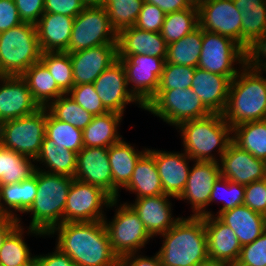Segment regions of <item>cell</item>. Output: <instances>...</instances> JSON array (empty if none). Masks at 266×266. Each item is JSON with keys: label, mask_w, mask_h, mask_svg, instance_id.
Masks as SVG:
<instances>
[{"label": "cell", "mask_w": 266, "mask_h": 266, "mask_svg": "<svg viewBox=\"0 0 266 266\" xmlns=\"http://www.w3.org/2000/svg\"><path fill=\"white\" fill-rule=\"evenodd\" d=\"M190 168L187 183L184 191L176 200H187L192 209L194 217H205L212 215V211H208L210 194L213 185L220 178L219 162L212 161H193ZM207 208V209H206Z\"/></svg>", "instance_id": "cell-14"}, {"label": "cell", "mask_w": 266, "mask_h": 266, "mask_svg": "<svg viewBox=\"0 0 266 266\" xmlns=\"http://www.w3.org/2000/svg\"><path fill=\"white\" fill-rule=\"evenodd\" d=\"M23 23L14 0H0V33Z\"/></svg>", "instance_id": "cell-53"}, {"label": "cell", "mask_w": 266, "mask_h": 266, "mask_svg": "<svg viewBox=\"0 0 266 266\" xmlns=\"http://www.w3.org/2000/svg\"><path fill=\"white\" fill-rule=\"evenodd\" d=\"M24 266H37L36 259L34 258L29 264H26Z\"/></svg>", "instance_id": "cell-62"}, {"label": "cell", "mask_w": 266, "mask_h": 266, "mask_svg": "<svg viewBox=\"0 0 266 266\" xmlns=\"http://www.w3.org/2000/svg\"><path fill=\"white\" fill-rule=\"evenodd\" d=\"M9 217L2 209L1 204H0V218H6Z\"/></svg>", "instance_id": "cell-61"}, {"label": "cell", "mask_w": 266, "mask_h": 266, "mask_svg": "<svg viewBox=\"0 0 266 266\" xmlns=\"http://www.w3.org/2000/svg\"><path fill=\"white\" fill-rule=\"evenodd\" d=\"M199 27L198 8H190L167 13L160 34L167 44L185 37Z\"/></svg>", "instance_id": "cell-39"}, {"label": "cell", "mask_w": 266, "mask_h": 266, "mask_svg": "<svg viewBox=\"0 0 266 266\" xmlns=\"http://www.w3.org/2000/svg\"><path fill=\"white\" fill-rule=\"evenodd\" d=\"M36 194L35 170L28 179L9 185H0V204L9 217L19 219L20 214L17 213H25L32 205Z\"/></svg>", "instance_id": "cell-31"}, {"label": "cell", "mask_w": 266, "mask_h": 266, "mask_svg": "<svg viewBox=\"0 0 266 266\" xmlns=\"http://www.w3.org/2000/svg\"><path fill=\"white\" fill-rule=\"evenodd\" d=\"M22 218H19V225L6 237L0 248V266H24L29 264L35 255L30 252V246L24 240V233L32 236L46 237L42 232L27 227L23 228ZM25 230V231H24Z\"/></svg>", "instance_id": "cell-33"}, {"label": "cell", "mask_w": 266, "mask_h": 266, "mask_svg": "<svg viewBox=\"0 0 266 266\" xmlns=\"http://www.w3.org/2000/svg\"><path fill=\"white\" fill-rule=\"evenodd\" d=\"M93 85L108 112L124 115L126 105L131 103L144 110L128 88L126 71L119 59L104 70Z\"/></svg>", "instance_id": "cell-16"}, {"label": "cell", "mask_w": 266, "mask_h": 266, "mask_svg": "<svg viewBox=\"0 0 266 266\" xmlns=\"http://www.w3.org/2000/svg\"><path fill=\"white\" fill-rule=\"evenodd\" d=\"M197 8L199 27L228 37L242 47V17L233 0H204Z\"/></svg>", "instance_id": "cell-15"}, {"label": "cell", "mask_w": 266, "mask_h": 266, "mask_svg": "<svg viewBox=\"0 0 266 266\" xmlns=\"http://www.w3.org/2000/svg\"><path fill=\"white\" fill-rule=\"evenodd\" d=\"M112 199L109 209L115 208L112 221L104 218L103 222L109 235V241L113 252L121 258L127 254L140 253L146 244L153 239L145 229L138 214L127 202ZM119 204V205H118Z\"/></svg>", "instance_id": "cell-7"}, {"label": "cell", "mask_w": 266, "mask_h": 266, "mask_svg": "<svg viewBox=\"0 0 266 266\" xmlns=\"http://www.w3.org/2000/svg\"><path fill=\"white\" fill-rule=\"evenodd\" d=\"M126 71L134 97L145 106L157 93L166 58L150 55H117Z\"/></svg>", "instance_id": "cell-12"}, {"label": "cell", "mask_w": 266, "mask_h": 266, "mask_svg": "<svg viewBox=\"0 0 266 266\" xmlns=\"http://www.w3.org/2000/svg\"><path fill=\"white\" fill-rule=\"evenodd\" d=\"M203 29L198 27L178 41L168 44L166 62L196 68L202 48Z\"/></svg>", "instance_id": "cell-38"}, {"label": "cell", "mask_w": 266, "mask_h": 266, "mask_svg": "<svg viewBox=\"0 0 266 266\" xmlns=\"http://www.w3.org/2000/svg\"><path fill=\"white\" fill-rule=\"evenodd\" d=\"M112 199L101 187L74 178L66 199L64 223L102 221Z\"/></svg>", "instance_id": "cell-13"}, {"label": "cell", "mask_w": 266, "mask_h": 266, "mask_svg": "<svg viewBox=\"0 0 266 266\" xmlns=\"http://www.w3.org/2000/svg\"><path fill=\"white\" fill-rule=\"evenodd\" d=\"M123 116L115 112L94 116L90 124L82 130L84 147L109 148L121 141L123 137L118 128Z\"/></svg>", "instance_id": "cell-30"}, {"label": "cell", "mask_w": 266, "mask_h": 266, "mask_svg": "<svg viewBox=\"0 0 266 266\" xmlns=\"http://www.w3.org/2000/svg\"><path fill=\"white\" fill-rule=\"evenodd\" d=\"M41 56L34 24L21 23L0 33V77L21 76Z\"/></svg>", "instance_id": "cell-6"}, {"label": "cell", "mask_w": 266, "mask_h": 266, "mask_svg": "<svg viewBox=\"0 0 266 266\" xmlns=\"http://www.w3.org/2000/svg\"><path fill=\"white\" fill-rule=\"evenodd\" d=\"M160 237L163 243L156 253L162 266H198L208 259L204 217H181Z\"/></svg>", "instance_id": "cell-2"}, {"label": "cell", "mask_w": 266, "mask_h": 266, "mask_svg": "<svg viewBox=\"0 0 266 266\" xmlns=\"http://www.w3.org/2000/svg\"><path fill=\"white\" fill-rule=\"evenodd\" d=\"M21 78L26 82L34 100L41 108H46L51 102L65 94L41 61L29 67Z\"/></svg>", "instance_id": "cell-32"}, {"label": "cell", "mask_w": 266, "mask_h": 266, "mask_svg": "<svg viewBox=\"0 0 266 266\" xmlns=\"http://www.w3.org/2000/svg\"><path fill=\"white\" fill-rule=\"evenodd\" d=\"M232 140L241 149L266 162V119L233 127Z\"/></svg>", "instance_id": "cell-36"}, {"label": "cell", "mask_w": 266, "mask_h": 266, "mask_svg": "<svg viewBox=\"0 0 266 266\" xmlns=\"http://www.w3.org/2000/svg\"><path fill=\"white\" fill-rule=\"evenodd\" d=\"M105 44H117V32L110 24L105 7H85L74 18L67 53Z\"/></svg>", "instance_id": "cell-11"}, {"label": "cell", "mask_w": 266, "mask_h": 266, "mask_svg": "<svg viewBox=\"0 0 266 266\" xmlns=\"http://www.w3.org/2000/svg\"><path fill=\"white\" fill-rule=\"evenodd\" d=\"M195 68L165 62L158 90L191 88Z\"/></svg>", "instance_id": "cell-45"}, {"label": "cell", "mask_w": 266, "mask_h": 266, "mask_svg": "<svg viewBox=\"0 0 266 266\" xmlns=\"http://www.w3.org/2000/svg\"><path fill=\"white\" fill-rule=\"evenodd\" d=\"M234 266H266V230L255 241L242 246Z\"/></svg>", "instance_id": "cell-47"}, {"label": "cell", "mask_w": 266, "mask_h": 266, "mask_svg": "<svg viewBox=\"0 0 266 266\" xmlns=\"http://www.w3.org/2000/svg\"><path fill=\"white\" fill-rule=\"evenodd\" d=\"M155 160L164 194L177 199L184 191L193 161L184 151L147 150Z\"/></svg>", "instance_id": "cell-20"}, {"label": "cell", "mask_w": 266, "mask_h": 266, "mask_svg": "<svg viewBox=\"0 0 266 266\" xmlns=\"http://www.w3.org/2000/svg\"><path fill=\"white\" fill-rule=\"evenodd\" d=\"M145 2L156 5L164 13H171L190 8L192 5L188 0H144Z\"/></svg>", "instance_id": "cell-56"}, {"label": "cell", "mask_w": 266, "mask_h": 266, "mask_svg": "<svg viewBox=\"0 0 266 266\" xmlns=\"http://www.w3.org/2000/svg\"><path fill=\"white\" fill-rule=\"evenodd\" d=\"M245 65L251 69L266 71V33L246 48Z\"/></svg>", "instance_id": "cell-50"}, {"label": "cell", "mask_w": 266, "mask_h": 266, "mask_svg": "<svg viewBox=\"0 0 266 266\" xmlns=\"http://www.w3.org/2000/svg\"><path fill=\"white\" fill-rule=\"evenodd\" d=\"M168 44L160 32H149L135 26L117 33V55H150L166 58Z\"/></svg>", "instance_id": "cell-25"}, {"label": "cell", "mask_w": 266, "mask_h": 266, "mask_svg": "<svg viewBox=\"0 0 266 266\" xmlns=\"http://www.w3.org/2000/svg\"><path fill=\"white\" fill-rule=\"evenodd\" d=\"M242 17V48L266 33V0H233Z\"/></svg>", "instance_id": "cell-34"}, {"label": "cell", "mask_w": 266, "mask_h": 266, "mask_svg": "<svg viewBox=\"0 0 266 266\" xmlns=\"http://www.w3.org/2000/svg\"><path fill=\"white\" fill-rule=\"evenodd\" d=\"M188 1L191 5L198 7L204 0H188Z\"/></svg>", "instance_id": "cell-60"}, {"label": "cell", "mask_w": 266, "mask_h": 266, "mask_svg": "<svg viewBox=\"0 0 266 266\" xmlns=\"http://www.w3.org/2000/svg\"><path fill=\"white\" fill-rule=\"evenodd\" d=\"M218 195L221 196L218 200L223 204L219 208L218 212L212 214V216H218L221 212L233 209L239 205H243L245 185L232 182L220 176V178H218L213 185V189L210 194L209 206L211 205L210 203L213 204V202H218L216 201Z\"/></svg>", "instance_id": "cell-44"}, {"label": "cell", "mask_w": 266, "mask_h": 266, "mask_svg": "<svg viewBox=\"0 0 266 266\" xmlns=\"http://www.w3.org/2000/svg\"><path fill=\"white\" fill-rule=\"evenodd\" d=\"M126 191L135 193L136 198L164 194L154 157L146 151L137 161Z\"/></svg>", "instance_id": "cell-29"}, {"label": "cell", "mask_w": 266, "mask_h": 266, "mask_svg": "<svg viewBox=\"0 0 266 266\" xmlns=\"http://www.w3.org/2000/svg\"><path fill=\"white\" fill-rule=\"evenodd\" d=\"M86 6L82 0H44V11L76 17Z\"/></svg>", "instance_id": "cell-52"}, {"label": "cell", "mask_w": 266, "mask_h": 266, "mask_svg": "<svg viewBox=\"0 0 266 266\" xmlns=\"http://www.w3.org/2000/svg\"><path fill=\"white\" fill-rule=\"evenodd\" d=\"M35 160L7 149L0 144V185L21 182L36 170Z\"/></svg>", "instance_id": "cell-37"}, {"label": "cell", "mask_w": 266, "mask_h": 266, "mask_svg": "<svg viewBox=\"0 0 266 266\" xmlns=\"http://www.w3.org/2000/svg\"><path fill=\"white\" fill-rule=\"evenodd\" d=\"M143 3L144 0H105L104 7L112 28L118 33L124 28L135 26Z\"/></svg>", "instance_id": "cell-42"}, {"label": "cell", "mask_w": 266, "mask_h": 266, "mask_svg": "<svg viewBox=\"0 0 266 266\" xmlns=\"http://www.w3.org/2000/svg\"><path fill=\"white\" fill-rule=\"evenodd\" d=\"M171 198L174 197L162 194L138 198L133 203L128 202L152 238L164 234L181 219L172 214V202L169 201Z\"/></svg>", "instance_id": "cell-22"}, {"label": "cell", "mask_w": 266, "mask_h": 266, "mask_svg": "<svg viewBox=\"0 0 266 266\" xmlns=\"http://www.w3.org/2000/svg\"><path fill=\"white\" fill-rule=\"evenodd\" d=\"M73 177L36 169L37 194L25 212L31 214L29 227L45 236L64 223V209Z\"/></svg>", "instance_id": "cell-5"}, {"label": "cell", "mask_w": 266, "mask_h": 266, "mask_svg": "<svg viewBox=\"0 0 266 266\" xmlns=\"http://www.w3.org/2000/svg\"><path fill=\"white\" fill-rule=\"evenodd\" d=\"M144 111L151 112L175 128L185 121L203 118L211 114L191 88L158 90L156 95L144 106Z\"/></svg>", "instance_id": "cell-8"}, {"label": "cell", "mask_w": 266, "mask_h": 266, "mask_svg": "<svg viewBox=\"0 0 266 266\" xmlns=\"http://www.w3.org/2000/svg\"><path fill=\"white\" fill-rule=\"evenodd\" d=\"M207 233L208 259L226 261L235 264L242 245L235 232L217 216L204 217Z\"/></svg>", "instance_id": "cell-23"}, {"label": "cell", "mask_w": 266, "mask_h": 266, "mask_svg": "<svg viewBox=\"0 0 266 266\" xmlns=\"http://www.w3.org/2000/svg\"><path fill=\"white\" fill-rule=\"evenodd\" d=\"M231 80L227 76L195 68L191 89L211 112L222 114L229 94Z\"/></svg>", "instance_id": "cell-26"}, {"label": "cell", "mask_w": 266, "mask_h": 266, "mask_svg": "<svg viewBox=\"0 0 266 266\" xmlns=\"http://www.w3.org/2000/svg\"><path fill=\"white\" fill-rule=\"evenodd\" d=\"M148 150L145 147L139 151L129 144L124 138L109 147L108 157L113 178V199L120 197L123 189L130 181L134 167L139 158Z\"/></svg>", "instance_id": "cell-28"}, {"label": "cell", "mask_w": 266, "mask_h": 266, "mask_svg": "<svg viewBox=\"0 0 266 266\" xmlns=\"http://www.w3.org/2000/svg\"><path fill=\"white\" fill-rule=\"evenodd\" d=\"M243 204L254 212L266 214V179L245 185Z\"/></svg>", "instance_id": "cell-49"}, {"label": "cell", "mask_w": 266, "mask_h": 266, "mask_svg": "<svg viewBox=\"0 0 266 266\" xmlns=\"http://www.w3.org/2000/svg\"><path fill=\"white\" fill-rule=\"evenodd\" d=\"M45 136L53 140L54 146L69 149L77 154L84 147L82 130L64 121L57 120L48 110Z\"/></svg>", "instance_id": "cell-40"}, {"label": "cell", "mask_w": 266, "mask_h": 266, "mask_svg": "<svg viewBox=\"0 0 266 266\" xmlns=\"http://www.w3.org/2000/svg\"><path fill=\"white\" fill-rule=\"evenodd\" d=\"M109 148L83 147L77 154L74 178L101 187L113 198V178L108 157Z\"/></svg>", "instance_id": "cell-21"}, {"label": "cell", "mask_w": 266, "mask_h": 266, "mask_svg": "<svg viewBox=\"0 0 266 266\" xmlns=\"http://www.w3.org/2000/svg\"><path fill=\"white\" fill-rule=\"evenodd\" d=\"M47 109L0 123V144L18 154L36 159L45 136Z\"/></svg>", "instance_id": "cell-9"}, {"label": "cell", "mask_w": 266, "mask_h": 266, "mask_svg": "<svg viewBox=\"0 0 266 266\" xmlns=\"http://www.w3.org/2000/svg\"><path fill=\"white\" fill-rule=\"evenodd\" d=\"M40 108L21 76L0 77V123L29 116Z\"/></svg>", "instance_id": "cell-17"}, {"label": "cell", "mask_w": 266, "mask_h": 266, "mask_svg": "<svg viewBox=\"0 0 266 266\" xmlns=\"http://www.w3.org/2000/svg\"><path fill=\"white\" fill-rule=\"evenodd\" d=\"M217 217L235 232L242 246L252 243L266 230L264 215L244 204L221 212Z\"/></svg>", "instance_id": "cell-27"}, {"label": "cell", "mask_w": 266, "mask_h": 266, "mask_svg": "<svg viewBox=\"0 0 266 266\" xmlns=\"http://www.w3.org/2000/svg\"><path fill=\"white\" fill-rule=\"evenodd\" d=\"M86 7L104 6L105 0H82Z\"/></svg>", "instance_id": "cell-59"}, {"label": "cell", "mask_w": 266, "mask_h": 266, "mask_svg": "<svg viewBox=\"0 0 266 266\" xmlns=\"http://www.w3.org/2000/svg\"><path fill=\"white\" fill-rule=\"evenodd\" d=\"M58 235L56 247L78 266H119L102 221L65 222L46 236Z\"/></svg>", "instance_id": "cell-1"}, {"label": "cell", "mask_w": 266, "mask_h": 266, "mask_svg": "<svg viewBox=\"0 0 266 266\" xmlns=\"http://www.w3.org/2000/svg\"><path fill=\"white\" fill-rule=\"evenodd\" d=\"M23 23L36 24L44 11V0H14Z\"/></svg>", "instance_id": "cell-51"}, {"label": "cell", "mask_w": 266, "mask_h": 266, "mask_svg": "<svg viewBox=\"0 0 266 266\" xmlns=\"http://www.w3.org/2000/svg\"><path fill=\"white\" fill-rule=\"evenodd\" d=\"M198 266H234V264L221 260L207 259L201 262Z\"/></svg>", "instance_id": "cell-58"}, {"label": "cell", "mask_w": 266, "mask_h": 266, "mask_svg": "<svg viewBox=\"0 0 266 266\" xmlns=\"http://www.w3.org/2000/svg\"><path fill=\"white\" fill-rule=\"evenodd\" d=\"M69 54L74 86L94 83L117 60V44L100 45Z\"/></svg>", "instance_id": "cell-19"}, {"label": "cell", "mask_w": 266, "mask_h": 266, "mask_svg": "<svg viewBox=\"0 0 266 266\" xmlns=\"http://www.w3.org/2000/svg\"><path fill=\"white\" fill-rule=\"evenodd\" d=\"M235 65H239L234 67ZM245 65V50L232 39L203 30L198 66L205 71L227 76L231 81Z\"/></svg>", "instance_id": "cell-10"}, {"label": "cell", "mask_w": 266, "mask_h": 266, "mask_svg": "<svg viewBox=\"0 0 266 266\" xmlns=\"http://www.w3.org/2000/svg\"><path fill=\"white\" fill-rule=\"evenodd\" d=\"M165 15L166 13L156 5L144 1L135 22V27L149 32H160Z\"/></svg>", "instance_id": "cell-48"}, {"label": "cell", "mask_w": 266, "mask_h": 266, "mask_svg": "<svg viewBox=\"0 0 266 266\" xmlns=\"http://www.w3.org/2000/svg\"><path fill=\"white\" fill-rule=\"evenodd\" d=\"M266 71L244 65L231 81L223 118L233 128L266 119Z\"/></svg>", "instance_id": "cell-3"}, {"label": "cell", "mask_w": 266, "mask_h": 266, "mask_svg": "<svg viewBox=\"0 0 266 266\" xmlns=\"http://www.w3.org/2000/svg\"><path fill=\"white\" fill-rule=\"evenodd\" d=\"M84 110L93 116L102 115L108 111L104 108L93 83L76 85L67 93Z\"/></svg>", "instance_id": "cell-46"}, {"label": "cell", "mask_w": 266, "mask_h": 266, "mask_svg": "<svg viewBox=\"0 0 266 266\" xmlns=\"http://www.w3.org/2000/svg\"><path fill=\"white\" fill-rule=\"evenodd\" d=\"M74 18L57 13L44 12L35 24L42 52H67Z\"/></svg>", "instance_id": "cell-24"}, {"label": "cell", "mask_w": 266, "mask_h": 266, "mask_svg": "<svg viewBox=\"0 0 266 266\" xmlns=\"http://www.w3.org/2000/svg\"><path fill=\"white\" fill-rule=\"evenodd\" d=\"M179 129V130H177ZM180 132L183 151L193 161L219 162L232 140V127L222 114L185 121L176 127ZM219 155L216 156L215 153ZM215 155V156H214Z\"/></svg>", "instance_id": "cell-4"}, {"label": "cell", "mask_w": 266, "mask_h": 266, "mask_svg": "<svg viewBox=\"0 0 266 266\" xmlns=\"http://www.w3.org/2000/svg\"><path fill=\"white\" fill-rule=\"evenodd\" d=\"M76 161V152L66 148L61 149L60 146H54L53 140L44 136L41 151L35 159V164L37 163L35 166L36 169L47 173L67 175L74 178ZM38 162L40 167L38 166ZM43 165L44 167L46 166L45 169Z\"/></svg>", "instance_id": "cell-35"}, {"label": "cell", "mask_w": 266, "mask_h": 266, "mask_svg": "<svg viewBox=\"0 0 266 266\" xmlns=\"http://www.w3.org/2000/svg\"><path fill=\"white\" fill-rule=\"evenodd\" d=\"M54 250L52 253L35 255L37 266H78L56 246Z\"/></svg>", "instance_id": "cell-54"}, {"label": "cell", "mask_w": 266, "mask_h": 266, "mask_svg": "<svg viewBox=\"0 0 266 266\" xmlns=\"http://www.w3.org/2000/svg\"><path fill=\"white\" fill-rule=\"evenodd\" d=\"M46 109L57 120L64 121L81 130H84L94 117L67 93L51 102Z\"/></svg>", "instance_id": "cell-41"}, {"label": "cell", "mask_w": 266, "mask_h": 266, "mask_svg": "<svg viewBox=\"0 0 266 266\" xmlns=\"http://www.w3.org/2000/svg\"><path fill=\"white\" fill-rule=\"evenodd\" d=\"M19 225V221L13 217L0 218V248L6 237Z\"/></svg>", "instance_id": "cell-57"}, {"label": "cell", "mask_w": 266, "mask_h": 266, "mask_svg": "<svg viewBox=\"0 0 266 266\" xmlns=\"http://www.w3.org/2000/svg\"><path fill=\"white\" fill-rule=\"evenodd\" d=\"M265 164L233 141L219 161L221 177L241 185L265 179Z\"/></svg>", "instance_id": "cell-18"}, {"label": "cell", "mask_w": 266, "mask_h": 266, "mask_svg": "<svg viewBox=\"0 0 266 266\" xmlns=\"http://www.w3.org/2000/svg\"><path fill=\"white\" fill-rule=\"evenodd\" d=\"M119 266H162L161 260L156 253L147 257L140 253H131L119 258Z\"/></svg>", "instance_id": "cell-55"}, {"label": "cell", "mask_w": 266, "mask_h": 266, "mask_svg": "<svg viewBox=\"0 0 266 266\" xmlns=\"http://www.w3.org/2000/svg\"><path fill=\"white\" fill-rule=\"evenodd\" d=\"M40 61L47 67L57 86L66 94L74 86L73 68L67 52H42Z\"/></svg>", "instance_id": "cell-43"}]
</instances>
